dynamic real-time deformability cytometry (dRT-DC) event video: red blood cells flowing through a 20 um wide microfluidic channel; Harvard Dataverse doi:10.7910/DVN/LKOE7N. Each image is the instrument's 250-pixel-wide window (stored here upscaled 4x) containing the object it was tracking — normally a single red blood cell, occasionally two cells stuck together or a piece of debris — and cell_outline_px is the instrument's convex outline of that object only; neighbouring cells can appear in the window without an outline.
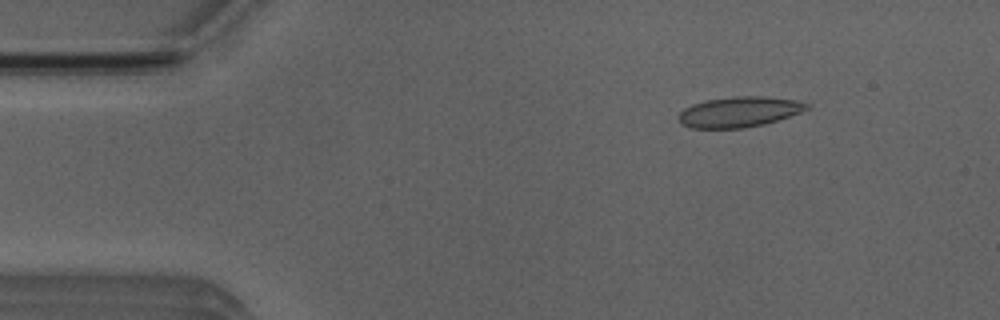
{"species": "Egyptian fruit bat (a non-hibernating species)", "species_latin": "Rousettus aegyptiacus", "temperature_condition": "room temperature", "stored_images_in_passage": 4, "camera_frame_rate_fps": 3000, "um_per_image_px": 0.085, "animal": {"sex": "male"}, "frame": {"image": 1, "passage_image": 2, "time_ms": 1.333, "image_size_px": [1000, 320], "cell_outline_px": [[808, 108], [800, 112], [764, 124], [744, 128], [692, 128], [680, 124], [680, 112], [684, 108], [692, 104], [708, 100], [732, 96], [764, 96], [796, 100], [808, 104]], "centroid_in_image_um": [62.8, 9.51], "position_along_channel_um": 22.2, "area_um2": 22.48}}